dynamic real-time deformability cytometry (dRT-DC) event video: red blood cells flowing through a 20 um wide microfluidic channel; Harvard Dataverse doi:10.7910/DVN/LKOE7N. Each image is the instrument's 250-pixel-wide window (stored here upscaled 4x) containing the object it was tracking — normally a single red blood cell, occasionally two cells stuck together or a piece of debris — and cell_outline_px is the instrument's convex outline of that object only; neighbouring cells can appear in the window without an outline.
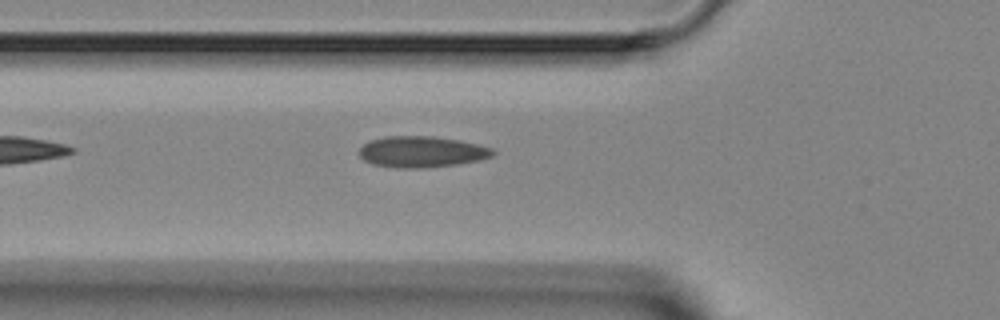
{"species": "Egyptian fruit bat (a non-hibernating species)", "species_latin": "Rousettus aegyptiacus", "temperature_condition": "room temperature", "stored_images_in_passage": 4, "camera_frame_rate_fps": 3000, "um_per_image_px": 0.085, "animal": {"sex": "female"}, "frame": {"image": 1, "passage_image": 4, "time_ms": 3.667, "image_size_px": [1000, 320], "cell_outline_px": [[496, 152], [492, 156], [480, 160], [456, 164], [424, 168], [396, 168], [372, 164], [364, 160], [360, 156], [360, 148], [364, 144], [372, 140], [384, 136], [432, 136], [460, 140], [492, 148]], "centroid_in_image_um": [35.85, 12.9], "position_along_channel_um": 90.0, "area_um2": 24.22}}